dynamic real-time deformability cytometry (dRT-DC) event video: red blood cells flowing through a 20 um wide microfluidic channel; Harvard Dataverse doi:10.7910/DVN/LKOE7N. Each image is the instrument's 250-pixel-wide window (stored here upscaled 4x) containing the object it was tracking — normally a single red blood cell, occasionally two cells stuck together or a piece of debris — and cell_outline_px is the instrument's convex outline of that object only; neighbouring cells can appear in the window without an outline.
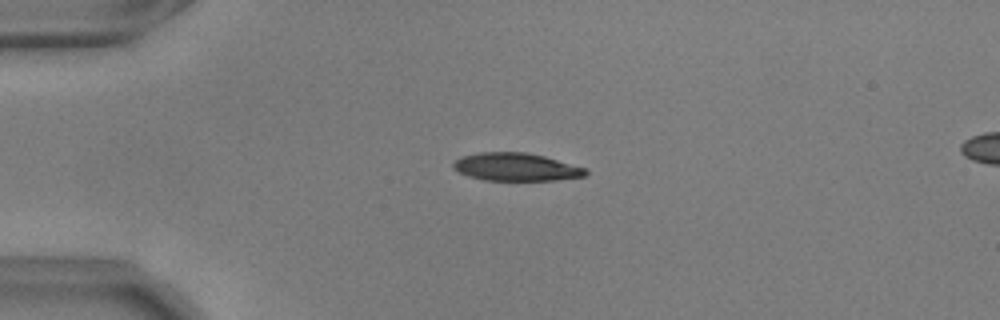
{"species": "common noctule bat (a hibernating species)", "species_latin": "Nyctalus noctula", "temperature_condition": "warm", "stored_images_in_passage": 43, "camera_frame_rate_fps": 3000, "um_per_image_px": 0.085, "animal": {"sex": "male", "body_mass_g": 17.9, "forearm_length_mm": 54.2}, "frame": {"image": 1, "passage_image": 1, "time_ms": 0.0, "image_size_px": [1000, 320], "cell_outline_px": [[588, 172], [584, 176], [556, 180], [484, 180], [468, 176], [452, 168], [452, 164], [460, 156], [476, 152], [524, 152], [544, 156], [588, 168]], "centroid_in_image_um": [43.85, 14.18], "position_along_channel_um": 41.1, "area_um2": 21.62}}
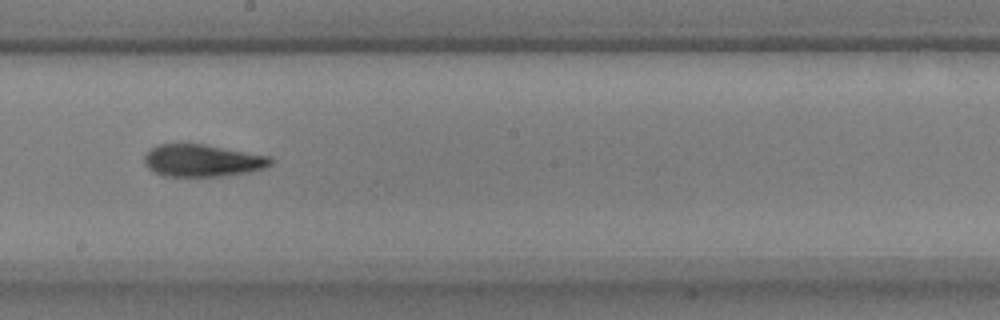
{"frame": {"image": 2, "passage_image": 19, "time_ms": 6.0, "image_size_px": [1000, 320], "cell_outline_px": [[276, 160], [272, 164], [264, 168], [248, 172], [220, 176], [164, 176], [152, 172], [144, 164], [144, 156], [152, 148], [160, 144], [204, 144], [272, 156]], "centroid_in_image_um": [17.24, 13.65], "position_along_channel_um": 231.0, "area_um2": 23.87}}
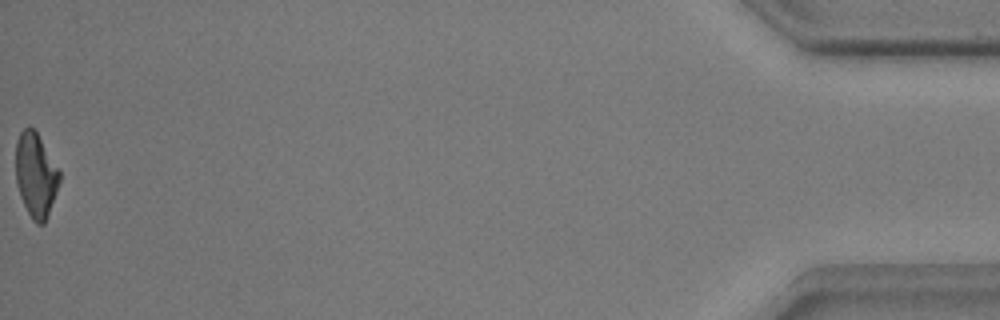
{"frame": {"image": 3, "passage_image": 43, "time_ms": 14.0, "image_size_px": [1000, 320], "cell_outline_px": [[60, 180], [56, 192], [44, 224], [36, 224], [32, 220], [20, 196], [16, 184], [16, 140], [20, 132], [28, 124], [36, 132], [60, 172]], "centroid_in_image_um": [3.02, 14.87], "position_along_channel_um": 432.2, "area_um2": 21.21}, "authors_computed_cell_mechanics": {"area_um2": 23.2356, "velocity_mm_per_s": 3.6727, "shape_relaxation_time_tau1_ms": 6.5232, "shape_relaxation_time_tau2_ms": 4.5236, "deformation_change_tau1": 0.1885, "deformation_change_tau2": 0.1278}}